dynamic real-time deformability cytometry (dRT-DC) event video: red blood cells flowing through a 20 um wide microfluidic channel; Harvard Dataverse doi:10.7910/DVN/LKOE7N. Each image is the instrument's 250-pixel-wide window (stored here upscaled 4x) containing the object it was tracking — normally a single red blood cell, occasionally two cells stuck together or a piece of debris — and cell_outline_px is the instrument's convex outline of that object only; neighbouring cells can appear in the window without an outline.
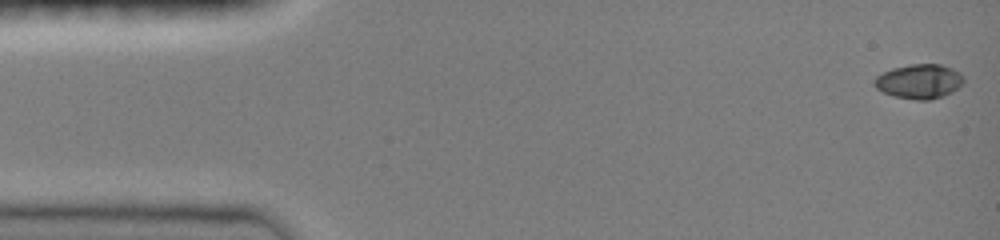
{"species": "common noctule bat (a hibernating species)", "species_latin": "Nyctalus noctula", "temperature_condition": "room temperature", "stored_images_in_passage": 47, "camera_frame_rate_fps": 3000, "um_per_image_px": 0.085, "animal": {"sex": "female", "body_mass_g": 19.0, "forearm_length_mm": 51.5}, "frame": {"image": 1, "passage_image": 1, "time_ms": 0.0, "image_size_px": [1000, 240], "cell_outline_px": [[964, 80], [952, 92], [928, 100], [916, 100], [892, 96], [876, 88], [872, 84], [872, 80], [876, 76], [892, 68], [912, 64], [940, 64], [952, 68], [960, 72], [964, 76]], "centroid_in_image_um": [78.1, 6.91], "position_along_channel_um": 6.9, "area_um2": 17.92}}
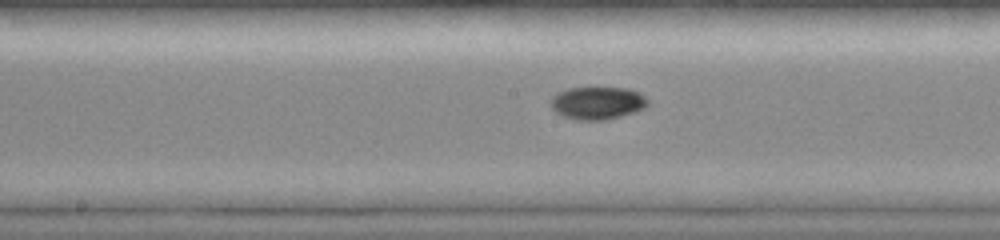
{"frame": {"image": 2, "passage_image": 24, "time_ms": 7.667, "image_size_px": [1000, 240], "cell_outline_px": [[648, 104], [644, 108], [636, 112], [604, 120], [576, 120], [564, 116], [556, 112], [548, 104], [552, 96], [556, 92], [568, 88], [628, 88], [640, 92], [648, 100]], "centroid_in_image_um": [50.76, 8.75], "position_along_channel_um": 197.4, "area_um2": 18.67}}
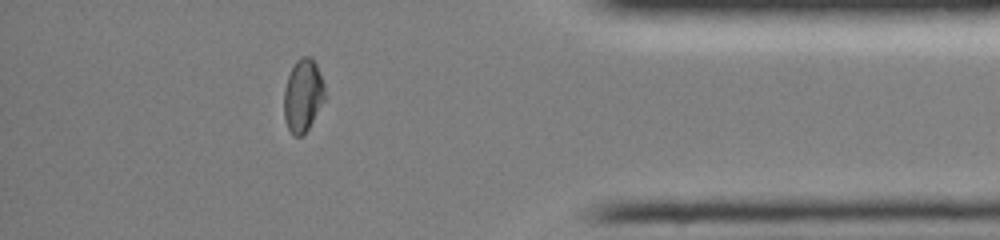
{"frame": {"image": 3, "passage_image": 41, "time_ms": 13.333, "image_size_px": [1000, 240], "cell_outline_px": [[324, 100], [308, 128], [300, 136], [296, 136], [288, 128], [284, 116], [284, 88], [288, 76], [296, 60], [300, 56], [312, 56], [316, 64], [324, 84]], "centroid_in_image_um": [25.74, 8.06], "position_along_channel_um": 409.5, "area_um2": 17.05}, "authors_computed_cell_mechanics": {"area_um2": 17.5134, "velocity_mm_per_s": 4.0942, "shape_relaxation_time_tau1_ms": 9.0894, "shape_relaxation_time_tau2_ms": 9.2558, "deformation_change_tau1": 0.231, "deformation_change_tau2": 0.0487}}